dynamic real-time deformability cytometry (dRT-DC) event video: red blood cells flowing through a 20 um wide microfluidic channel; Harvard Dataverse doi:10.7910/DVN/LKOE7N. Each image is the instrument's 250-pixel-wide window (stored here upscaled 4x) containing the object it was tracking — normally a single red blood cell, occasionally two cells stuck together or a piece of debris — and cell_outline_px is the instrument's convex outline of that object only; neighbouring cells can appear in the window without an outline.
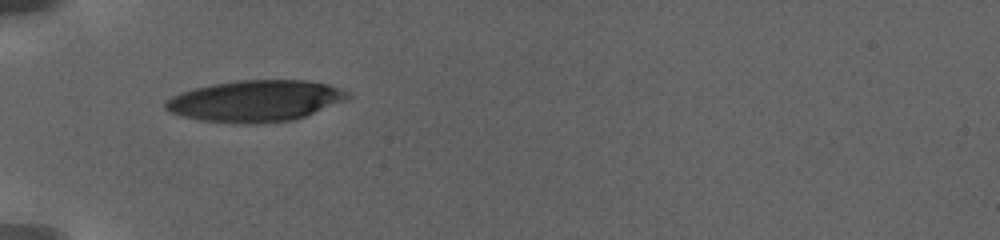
{"species": "human", "species_latin": "Homo sapiens", "temperature_condition": "warm", "stored_images_in_passage": 5, "camera_frame_rate_fps": 3000, "um_per_image_px": 0.085, "donor": {"sex": "female"}, "frame": {"image": 1, "passage_image": 1, "time_ms": 0.0, "image_size_px": [1000, 240], "cell_outline_px": [[348, 96], [340, 100], [304, 116], [292, 120], [248, 124], [200, 120], [184, 116], [172, 112], [164, 108], [164, 104], [172, 96], [180, 92], [212, 84], [240, 80], [308, 80], [328, 84], [340, 88], [348, 92]], "centroid_in_image_um": [21.65, 8.56], "position_along_channel_um": 63.4, "area_um2": 43.0}}